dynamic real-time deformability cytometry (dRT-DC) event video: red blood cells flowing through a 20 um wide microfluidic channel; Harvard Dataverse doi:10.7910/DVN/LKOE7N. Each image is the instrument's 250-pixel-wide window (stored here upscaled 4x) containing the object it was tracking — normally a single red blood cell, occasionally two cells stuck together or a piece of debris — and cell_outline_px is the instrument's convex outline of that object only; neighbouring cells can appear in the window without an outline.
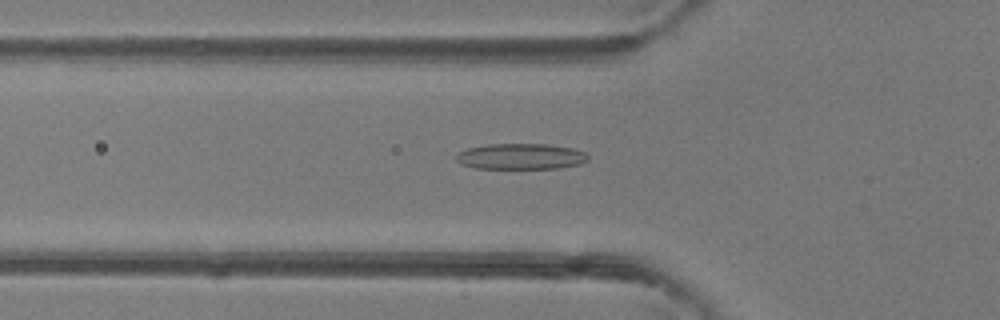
{"species": "common noctule bat (a hibernating species)", "species_latin": "Nyctalus noctula", "temperature_condition": "room temperature", "stored_images_in_passage": 46, "camera_frame_rate_fps": 3000, "um_per_image_px": 0.085, "animal": {"sex": "female"}, "frame": {"image": 1, "passage_image": 16, "time_ms": 5.0, "image_size_px": [1000, 320], "cell_outline_px": [[588, 160], [580, 164], [560, 168], [476, 168], [460, 164], [456, 160], [456, 156], [460, 152], [468, 148], [488, 144], [548, 144], [572, 148], [584, 152], [588, 156]], "centroid_in_image_um": [44.27, 13.3], "position_along_channel_um": 81.5, "area_um2": 19.77}}
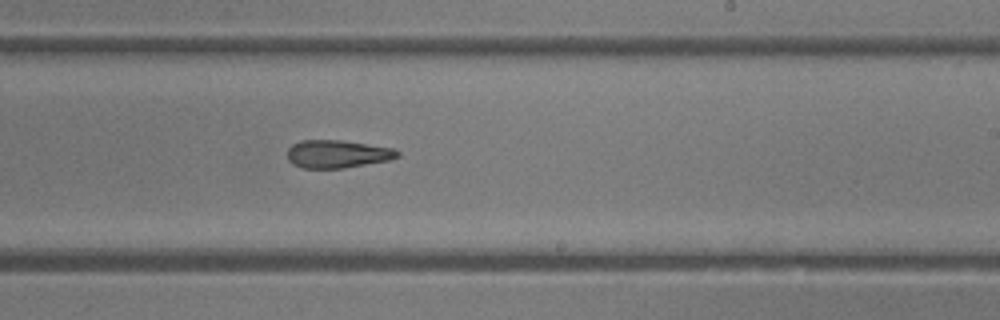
{"frame": {"image": 2, "passage_image": 28, "time_ms": 9.0, "image_size_px": [1000, 320], "cell_outline_px": [[400, 156], [388, 160], [344, 168], [300, 168], [292, 164], [288, 160], [288, 148], [292, 144], [300, 140], [340, 140], [392, 148], [400, 152]], "centroid_in_image_um": [28.64, 13.09], "position_along_channel_um": 260.4, "area_um2": 17.86}}
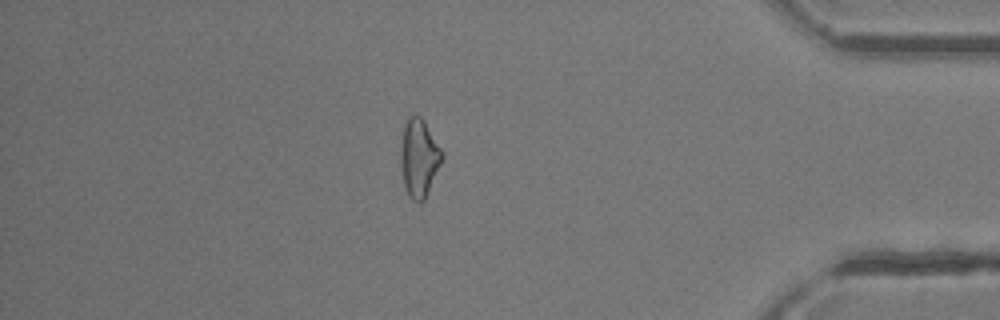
{"frame": {"image": 3, "passage_image": 40, "time_ms": 13.0, "image_size_px": [1000, 320], "cell_outline_px": [[444, 156], [424, 200], [420, 204], [412, 200], [408, 196], [404, 188], [400, 164], [400, 132], [408, 116], [412, 112], [416, 112], [424, 120], [444, 152]], "centroid_in_image_um": [35.58, 13.36], "position_along_channel_um": 399.6, "area_um2": 19.54}, "authors_computed_cell_mechanics": {"area_um2": 19.2185, "velocity_mm_per_s": 4.4463, "shape_relaxation_time_tau1_ms": 4.364, "shape_relaxation_time_tau2_ms": 2.4587, "deformation_change_tau1": 0.1259, "deformation_change_tau2": 0.1222}}